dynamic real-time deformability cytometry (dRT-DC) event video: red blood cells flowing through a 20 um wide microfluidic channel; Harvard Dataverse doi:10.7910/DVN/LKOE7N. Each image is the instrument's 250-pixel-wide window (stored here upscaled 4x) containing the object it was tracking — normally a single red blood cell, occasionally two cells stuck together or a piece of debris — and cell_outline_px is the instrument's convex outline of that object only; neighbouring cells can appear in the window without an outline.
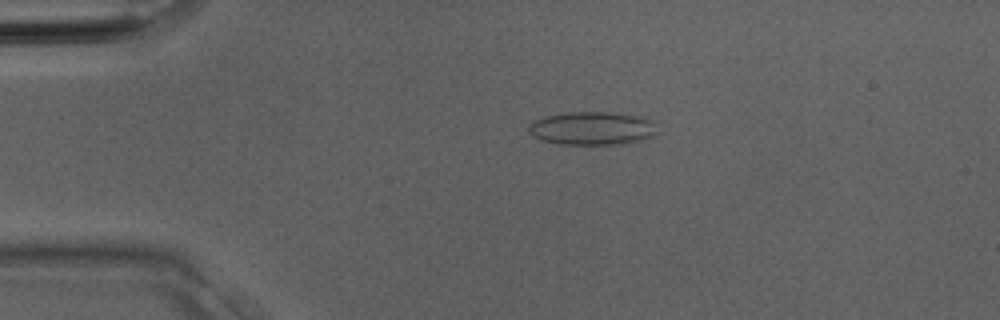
{"species": "Egyptian fruit bat (a non-hibernating species)", "species_latin": "Rousettus aegyptiacus", "temperature_condition": "room temperature", "stored_images_in_passage": 3, "camera_frame_rate_fps": 3000, "um_per_image_px": 0.085, "animal": {"sex": "male"}, "frame": {"image": 1, "passage_image": 2, "time_ms": 0.333, "image_size_px": [1000, 320], "cell_outline_px": [[656, 136], [624, 144], [556, 144], [540, 140], [532, 136], [528, 132], [528, 124], [544, 116], [568, 112], [608, 112], [644, 116], [652, 120], [656, 132]], "centroid_in_image_um": [50.32, 10.91], "position_along_channel_um": 34.7, "area_um2": 25.26}}